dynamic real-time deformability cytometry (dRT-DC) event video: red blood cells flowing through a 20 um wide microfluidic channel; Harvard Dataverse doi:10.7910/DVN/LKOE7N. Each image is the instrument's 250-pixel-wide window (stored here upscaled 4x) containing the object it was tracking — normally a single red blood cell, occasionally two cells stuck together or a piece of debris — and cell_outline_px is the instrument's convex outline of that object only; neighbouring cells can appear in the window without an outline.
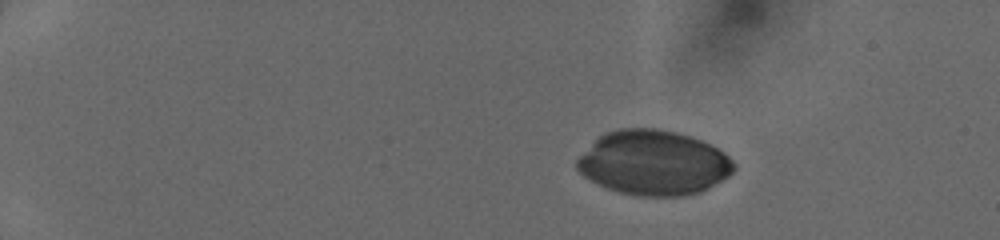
{"species": "human", "species_latin": "Homo sapiens", "temperature_condition": "cold", "stored_images_in_passage": 37, "camera_frame_rate_fps": 3000, "um_per_image_px": 0.085, "donor": {"sex": "female"}, "frame": {"image": 1, "passage_image": 1, "time_ms": 0.0, "image_size_px": [1000, 240], "cell_outline_px": [[736, 168], [728, 176], [708, 188], [700, 192], [688, 196], [636, 196], [620, 192], [608, 188], [584, 176], [576, 168], [576, 160], [600, 136], [608, 132], [620, 128], [660, 128], [692, 136], [724, 152], [736, 164]], "centroid_in_image_um": [55.58, 13.84], "position_along_channel_um": 29.4, "area_um2": 58.9}}
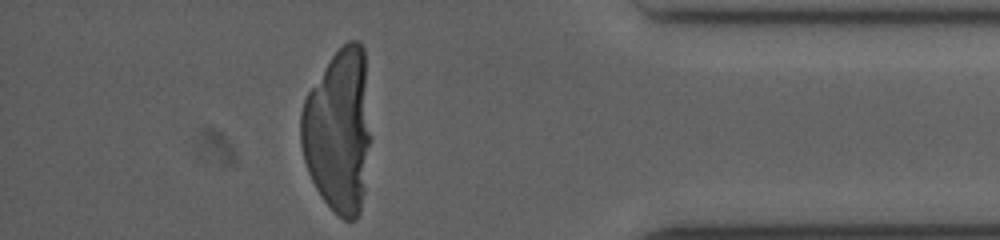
{"frame": {"image": 2, "passage_image": 37, "time_ms": 12.0, "image_size_px": [1000, 240], "cell_outline_px": [[368, 144], [364, 192], [360, 212], [356, 220], [344, 220], [320, 196], [308, 172], [304, 160], [300, 144], [300, 112], [304, 100], [308, 92], [332, 56], [348, 40], [360, 40], [364, 48], [368, 132]], "centroid_in_image_um": [28.73, 11.12], "position_along_channel_um": 406.5, "area_um2": 65.66}}